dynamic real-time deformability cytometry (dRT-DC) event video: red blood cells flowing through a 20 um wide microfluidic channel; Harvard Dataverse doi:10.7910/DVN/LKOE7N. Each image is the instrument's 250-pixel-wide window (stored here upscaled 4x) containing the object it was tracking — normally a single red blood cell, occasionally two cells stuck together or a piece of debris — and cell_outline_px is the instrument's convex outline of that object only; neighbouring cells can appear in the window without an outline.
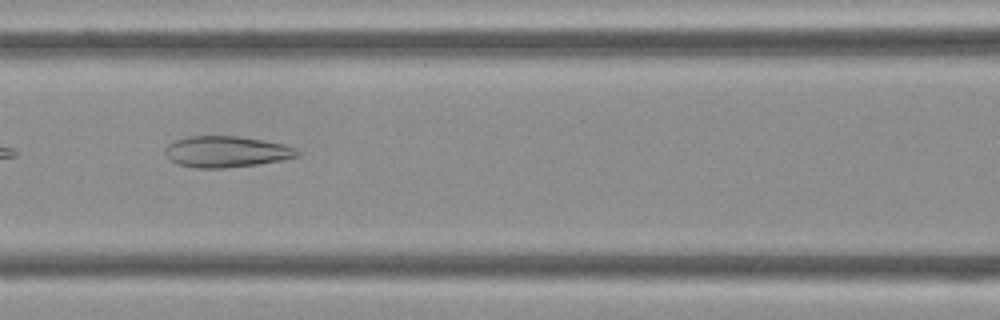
{"species": "Egyptian fruit bat (a non-hibernating species)", "species_latin": "Rousettus aegyptiacus", "temperature_condition": "cold", "stored_images_in_passage": 6, "camera_frame_rate_fps": 3000, "um_per_image_px": 0.085, "frame": {"image": 1, "passage_image": 6, "time_ms": 1.667, "image_size_px": [1000, 320], "cell_outline_px": [[300, 156], [280, 160], [256, 164], [224, 168], [196, 168], [176, 164], [164, 152], [164, 148], [168, 144], [176, 140], [188, 136], [240, 136], [264, 140], [284, 144], [296, 148], [300, 152]], "centroid_in_image_um": [19.24, 12.89], "position_along_channel_um": 147.4, "area_um2": 24.04}}